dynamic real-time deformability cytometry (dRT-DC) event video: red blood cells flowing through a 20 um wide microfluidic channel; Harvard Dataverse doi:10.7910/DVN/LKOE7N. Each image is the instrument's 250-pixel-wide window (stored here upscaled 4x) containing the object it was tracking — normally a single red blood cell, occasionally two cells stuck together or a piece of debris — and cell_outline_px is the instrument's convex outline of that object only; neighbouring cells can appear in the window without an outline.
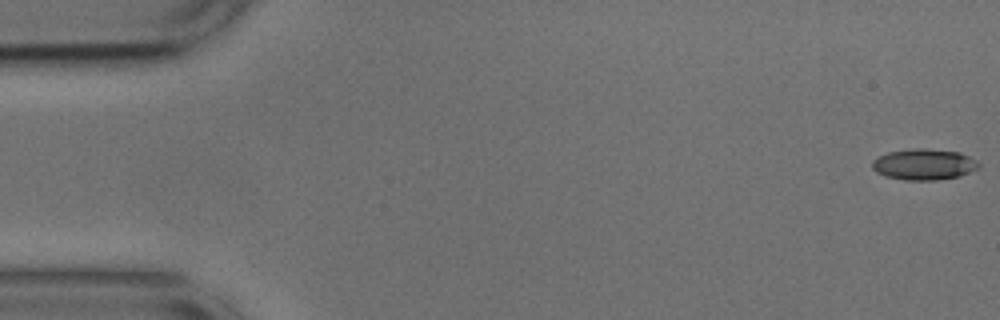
{"species": "common noctule bat (a hibernating species)", "species_latin": "Nyctalus noctula", "temperature_condition": "cold", "stored_images_in_passage": 54, "camera_frame_rate_fps": 3000, "um_per_image_px": 0.085, "animal": {"sex": "male", "body_mass_g": 17.9, "forearm_length_mm": 54.2}, "frame": {"image": 1, "passage_image": 1, "time_ms": 0.0, "image_size_px": [1000, 320], "cell_outline_px": [[980, 168], [960, 176], [936, 180], [904, 180], [884, 176], [876, 172], [872, 168], [872, 160], [888, 152], [916, 148], [924, 148], [960, 152], [976, 160], [980, 164]], "centroid_in_image_um": [78.54, 13.98], "position_along_channel_um": 6.5, "area_um2": 19.36}}
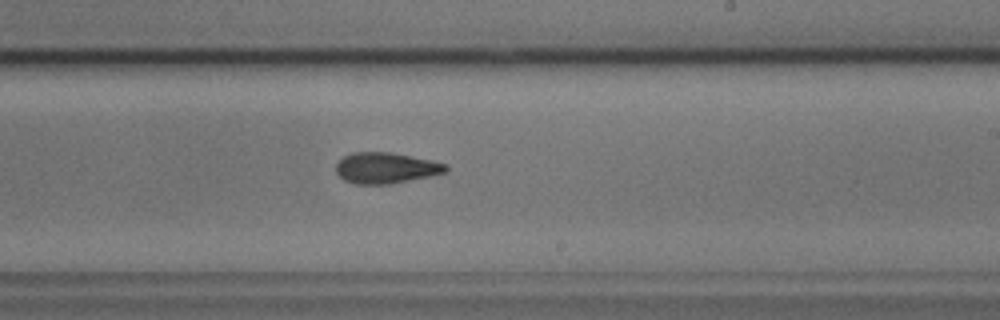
{"frame": {"image": 2, "passage_image": 32, "time_ms": 10.333, "image_size_px": [1000, 320], "cell_outline_px": [[448, 168], [444, 172], [428, 176], [392, 184], [356, 184], [344, 180], [336, 172], [336, 164], [344, 156], [352, 152], [392, 152], [432, 160], [448, 164]], "centroid_in_image_um": [32.79, 14.27], "position_along_channel_um": 256.2, "area_um2": 19.77}}
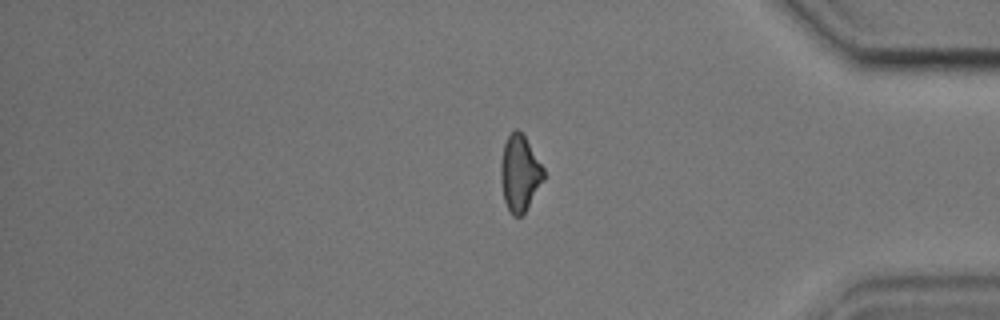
{"frame": {"image": 3, "passage_image": 45, "time_ms": 14.667, "image_size_px": [1000, 320], "cell_outline_px": [[544, 180], [524, 212], [520, 216], [512, 216], [504, 200], [500, 180], [500, 164], [504, 144], [508, 136], [516, 128], [524, 136], [544, 168]], "centroid_in_image_um": [44.16, 14.73], "position_along_channel_um": 391.0, "area_um2": 18.79}, "authors_computed_cell_mechanics": {"area_um2": 19.4208, "velocity_mm_per_s": 3.6842, "shape_relaxation_time_tau1_ms": 6.5494, "shape_relaxation_time_tau2_ms": 3.2734, "deformation_change_tau1": 0.1599, "deformation_change_tau2": 0.1081}}